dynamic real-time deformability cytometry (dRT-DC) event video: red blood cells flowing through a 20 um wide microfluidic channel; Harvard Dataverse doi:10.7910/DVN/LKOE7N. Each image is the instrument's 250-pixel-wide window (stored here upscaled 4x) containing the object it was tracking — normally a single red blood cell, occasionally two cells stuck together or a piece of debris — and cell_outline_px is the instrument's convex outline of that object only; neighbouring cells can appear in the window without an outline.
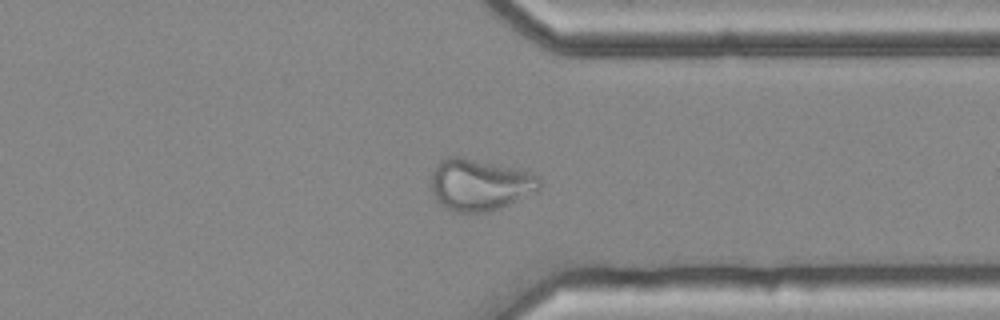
{"species": "common noctule bat (a hibernating species)", "species_latin": "Nyctalus noctula", "temperature_condition": "cold", "stored_images_in_passage": 43, "camera_frame_rate_fps": 3000, "um_per_image_px": 0.085, "animal": {"sex": "female", "body_mass_g": 25.1}, "frame": {"image": 1, "passage_image": 31, "time_ms": 10.0, "image_size_px": [1000, 320], "cell_outline_px": [[540, 188], [536, 192], [500, 208], [488, 212], [456, 212], [444, 208], [436, 200], [432, 192], [432, 168], [444, 156], [460, 156], [516, 168], [540, 176]], "centroid_in_image_um": [40.75, 15.69], "position_along_channel_um": 370.6, "area_um2": 32.95}}